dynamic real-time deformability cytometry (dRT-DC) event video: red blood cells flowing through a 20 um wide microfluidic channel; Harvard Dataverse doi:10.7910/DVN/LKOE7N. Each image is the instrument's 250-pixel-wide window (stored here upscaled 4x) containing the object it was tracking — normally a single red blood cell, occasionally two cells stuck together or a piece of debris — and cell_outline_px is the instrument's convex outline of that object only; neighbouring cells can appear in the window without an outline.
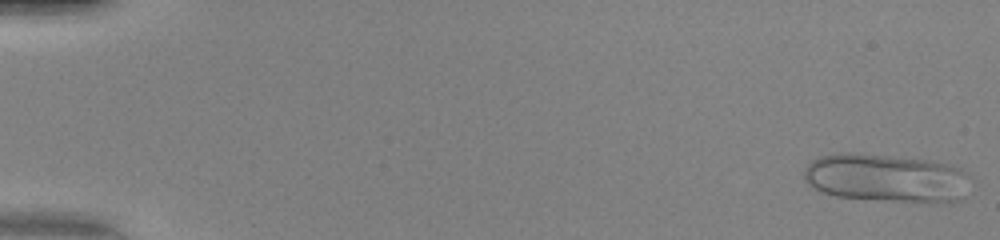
{"species": "human", "species_latin": "Homo sapiens", "temperature_condition": "warm", "stored_images_in_passage": 49, "camera_frame_rate_fps": 3000, "um_per_image_px": 0.085, "donor": {"sex": "female"}, "frame": {"image": 1, "passage_image": 1, "time_ms": 0.0, "image_size_px": [1000, 240], "cell_outline_px": [[972, 176], [964, 196], [960, 200], [952, 204], [940, 204], [884, 200], [836, 196], [820, 192], [808, 184], [804, 180], [804, 168], [812, 160], [820, 156], [844, 152], [848, 152], [928, 160], [948, 164], [960, 168], [968, 172]], "centroid_in_image_um": [75.41, 15.16], "position_along_channel_um": 9.6, "area_um2": 47.69}}
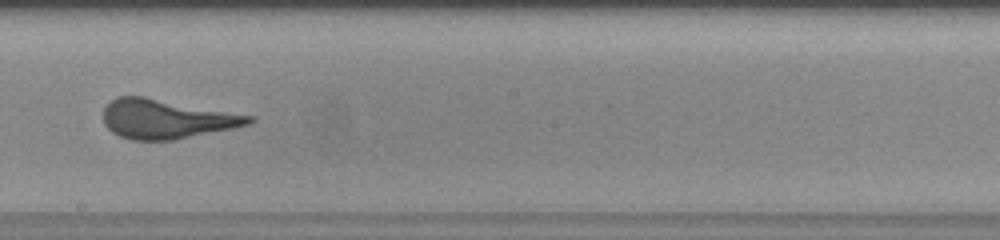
{"frame": {"image": 2, "passage_image": 29, "time_ms": 9.333, "image_size_px": [1000, 240], "cell_outline_px": [[256, 120], [248, 124], [232, 128], [172, 140], [132, 140], [120, 136], [112, 132], [104, 124], [104, 108], [116, 96], [144, 96], [256, 116]], "centroid_in_image_um": [14.15, 10.1], "position_along_channel_um": 234.0, "area_um2": 33.23}}
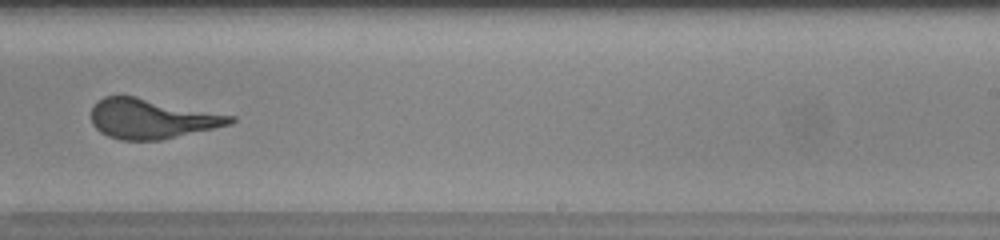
{"frame": {"image": 3, "passage_image": 32, "time_ms": 10.333, "image_size_px": [1000, 240], "cell_outline_px": [[236, 120], [232, 124], [160, 140], [120, 140], [108, 136], [100, 132], [92, 124], [92, 108], [104, 96], [136, 96], [236, 116]], "centroid_in_image_um": [12.92, 10.09], "position_along_channel_um": 276.1, "area_um2": 32.14}}